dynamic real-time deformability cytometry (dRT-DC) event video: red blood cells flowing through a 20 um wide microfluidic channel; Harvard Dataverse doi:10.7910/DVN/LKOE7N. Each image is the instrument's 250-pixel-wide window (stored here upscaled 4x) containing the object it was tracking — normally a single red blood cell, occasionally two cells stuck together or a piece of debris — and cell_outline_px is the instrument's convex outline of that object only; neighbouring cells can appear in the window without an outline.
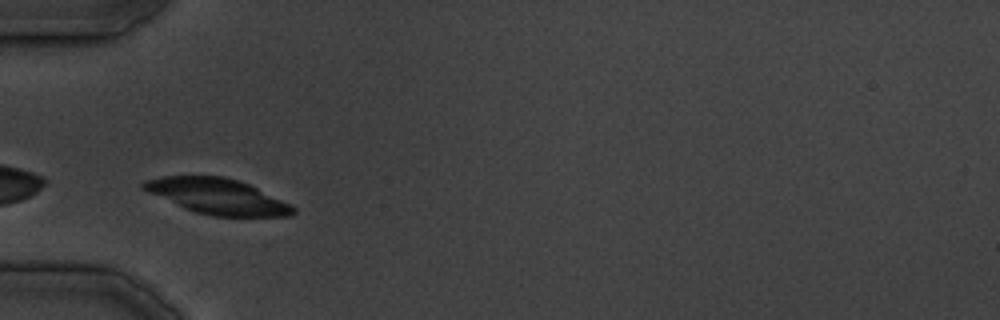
{"species": "common noctule bat (a hibernating species)", "species_latin": "Nyctalus noctula", "temperature_condition": "cold", "stored_images_in_passage": 8, "camera_frame_rate_fps": 3000, "um_per_image_px": 0.085, "animal": {"sex": "male", "body_mass_g": 19.5, "forearm_length_mm": 54.6}, "frame": {"image": 1, "passage_image": 4, "time_ms": 3.333, "image_size_px": [1000, 320], "cell_outline_px": [[296, 212], [292, 216], [212, 216], [196, 212], [184, 208], [148, 192], [140, 188], [140, 184], [144, 180], [164, 176], [224, 176], [248, 184], [292, 204], [296, 208]], "centroid_in_image_um": [18.49, 16.69], "position_along_channel_um": 66.5, "area_um2": 30.87}}